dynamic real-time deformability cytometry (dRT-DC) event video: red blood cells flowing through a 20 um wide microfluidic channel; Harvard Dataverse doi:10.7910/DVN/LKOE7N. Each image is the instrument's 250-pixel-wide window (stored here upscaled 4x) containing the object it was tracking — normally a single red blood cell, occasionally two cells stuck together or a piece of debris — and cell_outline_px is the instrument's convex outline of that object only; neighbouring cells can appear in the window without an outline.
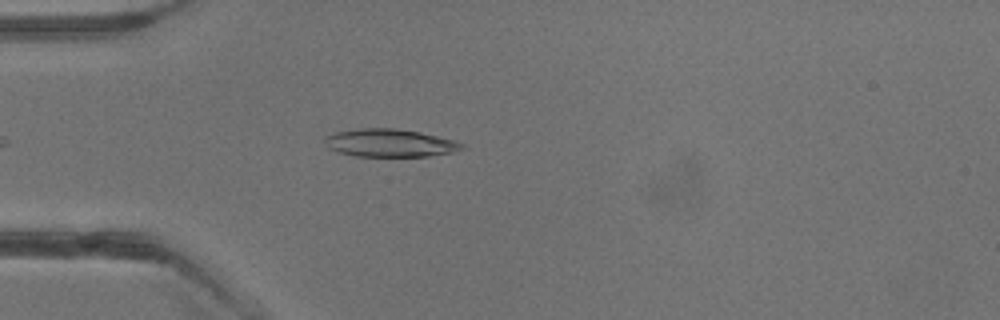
{"species": "common noctule bat (a hibernating species)", "species_latin": "Nyctalus noctula", "temperature_condition": "warm", "stored_images_in_passage": 1, "camera_frame_rate_fps": 3000, "um_per_image_px": 0.085, "animal": {"sex": "male", "body_mass_g": 13.3}, "frame": {"image": 1, "passage_image": 1, "time_ms": 0.0, "image_size_px": [1000, 320], "cell_outline_px": [[468, 148], [452, 152], [428, 156], [356, 156], [336, 152], [328, 148], [324, 140], [324, 136], [336, 132], [356, 128], [396, 128], [420, 132], [452, 140], [464, 144]], "centroid_in_image_um": [33.11, 12.15], "position_along_channel_um": 51.9, "area_um2": 22.37}}